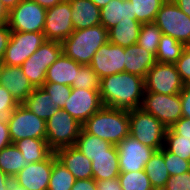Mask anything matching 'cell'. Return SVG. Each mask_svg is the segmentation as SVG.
<instances>
[{
  "instance_id": "cell-1",
  "label": "cell",
  "mask_w": 190,
  "mask_h": 190,
  "mask_svg": "<svg viewBox=\"0 0 190 190\" xmlns=\"http://www.w3.org/2000/svg\"><path fill=\"white\" fill-rule=\"evenodd\" d=\"M99 93L103 106L118 109L141 108L144 78L128 72H120L100 79Z\"/></svg>"
},
{
  "instance_id": "cell-2",
  "label": "cell",
  "mask_w": 190,
  "mask_h": 190,
  "mask_svg": "<svg viewBox=\"0 0 190 190\" xmlns=\"http://www.w3.org/2000/svg\"><path fill=\"white\" fill-rule=\"evenodd\" d=\"M82 129L116 146L129 136L128 110L103 106L82 124Z\"/></svg>"
},
{
  "instance_id": "cell-3",
  "label": "cell",
  "mask_w": 190,
  "mask_h": 190,
  "mask_svg": "<svg viewBox=\"0 0 190 190\" xmlns=\"http://www.w3.org/2000/svg\"><path fill=\"white\" fill-rule=\"evenodd\" d=\"M108 42V30L97 25L74 32L62 44V53L81 65H89L96 51Z\"/></svg>"
},
{
  "instance_id": "cell-4",
  "label": "cell",
  "mask_w": 190,
  "mask_h": 190,
  "mask_svg": "<svg viewBox=\"0 0 190 190\" xmlns=\"http://www.w3.org/2000/svg\"><path fill=\"white\" fill-rule=\"evenodd\" d=\"M128 113L130 136L156 150L164 147L167 128L156 117L142 108L128 110Z\"/></svg>"
},
{
  "instance_id": "cell-5",
  "label": "cell",
  "mask_w": 190,
  "mask_h": 190,
  "mask_svg": "<svg viewBox=\"0 0 190 190\" xmlns=\"http://www.w3.org/2000/svg\"><path fill=\"white\" fill-rule=\"evenodd\" d=\"M82 125L68 112L58 109L46 121V141L55 152L59 148L74 146Z\"/></svg>"
},
{
  "instance_id": "cell-6",
  "label": "cell",
  "mask_w": 190,
  "mask_h": 190,
  "mask_svg": "<svg viewBox=\"0 0 190 190\" xmlns=\"http://www.w3.org/2000/svg\"><path fill=\"white\" fill-rule=\"evenodd\" d=\"M61 54L62 44L47 40L20 66L34 88L43 86L47 69Z\"/></svg>"
},
{
  "instance_id": "cell-7",
  "label": "cell",
  "mask_w": 190,
  "mask_h": 190,
  "mask_svg": "<svg viewBox=\"0 0 190 190\" xmlns=\"http://www.w3.org/2000/svg\"><path fill=\"white\" fill-rule=\"evenodd\" d=\"M154 23L163 34L184 45L190 44V18L173 2L166 0L158 11Z\"/></svg>"
},
{
  "instance_id": "cell-8",
  "label": "cell",
  "mask_w": 190,
  "mask_h": 190,
  "mask_svg": "<svg viewBox=\"0 0 190 190\" xmlns=\"http://www.w3.org/2000/svg\"><path fill=\"white\" fill-rule=\"evenodd\" d=\"M47 9L32 0L20 1L9 11L8 27L11 32L43 33Z\"/></svg>"
},
{
  "instance_id": "cell-9",
  "label": "cell",
  "mask_w": 190,
  "mask_h": 190,
  "mask_svg": "<svg viewBox=\"0 0 190 190\" xmlns=\"http://www.w3.org/2000/svg\"><path fill=\"white\" fill-rule=\"evenodd\" d=\"M141 108L156 117L167 129L183 117L180 94L145 92Z\"/></svg>"
},
{
  "instance_id": "cell-10",
  "label": "cell",
  "mask_w": 190,
  "mask_h": 190,
  "mask_svg": "<svg viewBox=\"0 0 190 190\" xmlns=\"http://www.w3.org/2000/svg\"><path fill=\"white\" fill-rule=\"evenodd\" d=\"M8 129L12 143L28 137L46 140V121L32 113L23 104H19L14 109Z\"/></svg>"
},
{
  "instance_id": "cell-11",
  "label": "cell",
  "mask_w": 190,
  "mask_h": 190,
  "mask_svg": "<svg viewBox=\"0 0 190 190\" xmlns=\"http://www.w3.org/2000/svg\"><path fill=\"white\" fill-rule=\"evenodd\" d=\"M145 92L179 94L185 87L175 64L156 63L144 78Z\"/></svg>"
},
{
  "instance_id": "cell-12",
  "label": "cell",
  "mask_w": 190,
  "mask_h": 190,
  "mask_svg": "<svg viewBox=\"0 0 190 190\" xmlns=\"http://www.w3.org/2000/svg\"><path fill=\"white\" fill-rule=\"evenodd\" d=\"M46 41L43 33L11 32L3 56L4 65L21 66Z\"/></svg>"
},
{
  "instance_id": "cell-13",
  "label": "cell",
  "mask_w": 190,
  "mask_h": 190,
  "mask_svg": "<svg viewBox=\"0 0 190 190\" xmlns=\"http://www.w3.org/2000/svg\"><path fill=\"white\" fill-rule=\"evenodd\" d=\"M69 0H63L47 9L43 34L46 40L62 43L74 32Z\"/></svg>"
},
{
  "instance_id": "cell-14",
  "label": "cell",
  "mask_w": 190,
  "mask_h": 190,
  "mask_svg": "<svg viewBox=\"0 0 190 190\" xmlns=\"http://www.w3.org/2000/svg\"><path fill=\"white\" fill-rule=\"evenodd\" d=\"M120 172L144 170L145 164L156 149L146 146L132 136L125 137L117 145Z\"/></svg>"
},
{
  "instance_id": "cell-15",
  "label": "cell",
  "mask_w": 190,
  "mask_h": 190,
  "mask_svg": "<svg viewBox=\"0 0 190 190\" xmlns=\"http://www.w3.org/2000/svg\"><path fill=\"white\" fill-rule=\"evenodd\" d=\"M103 107L99 90L72 88L70 98L62 109L81 125Z\"/></svg>"
},
{
  "instance_id": "cell-16",
  "label": "cell",
  "mask_w": 190,
  "mask_h": 190,
  "mask_svg": "<svg viewBox=\"0 0 190 190\" xmlns=\"http://www.w3.org/2000/svg\"><path fill=\"white\" fill-rule=\"evenodd\" d=\"M89 66L100 79L125 72V48L107 42L96 51Z\"/></svg>"
},
{
  "instance_id": "cell-17",
  "label": "cell",
  "mask_w": 190,
  "mask_h": 190,
  "mask_svg": "<svg viewBox=\"0 0 190 190\" xmlns=\"http://www.w3.org/2000/svg\"><path fill=\"white\" fill-rule=\"evenodd\" d=\"M54 163V152L44 161L30 163L13 178L28 190H47Z\"/></svg>"
},
{
  "instance_id": "cell-18",
  "label": "cell",
  "mask_w": 190,
  "mask_h": 190,
  "mask_svg": "<svg viewBox=\"0 0 190 190\" xmlns=\"http://www.w3.org/2000/svg\"><path fill=\"white\" fill-rule=\"evenodd\" d=\"M0 86H4L19 104H22L34 90L20 66L3 67Z\"/></svg>"
},
{
  "instance_id": "cell-19",
  "label": "cell",
  "mask_w": 190,
  "mask_h": 190,
  "mask_svg": "<svg viewBox=\"0 0 190 190\" xmlns=\"http://www.w3.org/2000/svg\"><path fill=\"white\" fill-rule=\"evenodd\" d=\"M55 154L57 159L64 164L76 180L92 178L91 160L75 146L59 148L55 151Z\"/></svg>"
},
{
  "instance_id": "cell-20",
  "label": "cell",
  "mask_w": 190,
  "mask_h": 190,
  "mask_svg": "<svg viewBox=\"0 0 190 190\" xmlns=\"http://www.w3.org/2000/svg\"><path fill=\"white\" fill-rule=\"evenodd\" d=\"M72 22L75 30L86 29L101 24V12L91 0H69Z\"/></svg>"
},
{
  "instance_id": "cell-21",
  "label": "cell",
  "mask_w": 190,
  "mask_h": 190,
  "mask_svg": "<svg viewBox=\"0 0 190 190\" xmlns=\"http://www.w3.org/2000/svg\"><path fill=\"white\" fill-rule=\"evenodd\" d=\"M156 63V56L137 43L125 48V72L145 78Z\"/></svg>"
},
{
  "instance_id": "cell-22",
  "label": "cell",
  "mask_w": 190,
  "mask_h": 190,
  "mask_svg": "<svg viewBox=\"0 0 190 190\" xmlns=\"http://www.w3.org/2000/svg\"><path fill=\"white\" fill-rule=\"evenodd\" d=\"M81 64L73 59L61 56L47 69L45 83H58L72 86Z\"/></svg>"
},
{
  "instance_id": "cell-23",
  "label": "cell",
  "mask_w": 190,
  "mask_h": 190,
  "mask_svg": "<svg viewBox=\"0 0 190 190\" xmlns=\"http://www.w3.org/2000/svg\"><path fill=\"white\" fill-rule=\"evenodd\" d=\"M141 25L136 19H122L115 27L108 30V42L124 48L136 44Z\"/></svg>"
},
{
  "instance_id": "cell-24",
  "label": "cell",
  "mask_w": 190,
  "mask_h": 190,
  "mask_svg": "<svg viewBox=\"0 0 190 190\" xmlns=\"http://www.w3.org/2000/svg\"><path fill=\"white\" fill-rule=\"evenodd\" d=\"M101 24L107 29L116 26L123 20L133 19L132 3L130 0H111L100 8Z\"/></svg>"
},
{
  "instance_id": "cell-25",
  "label": "cell",
  "mask_w": 190,
  "mask_h": 190,
  "mask_svg": "<svg viewBox=\"0 0 190 190\" xmlns=\"http://www.w3.org/2000/svg\"><path fill=\"white\" fill-rule=\"evenodd\" d=\"M91 162L92 178L96 181L114 179L120 174L118 151L115 145L109 150V155L96 156Z\"/></svg>"
},
{
  "instance_id": "cell-26",
  "label": "cell",
  "mask_w": 190,
  "mask_h": 190,
  "mask_svg": "<svg viewBox=\"0 0 190 190\" xmlns=\"http://www.w3.org/2000/svg\"><path fill=\"white\" fill-rule=\"evenodd\" d=\"M50 97L42 87H37L22 104L39 118L47 121L59 109Z\"/></svg>"
},
{
  "instance_id": "cell-27",
  "label": "cell",
  "mask_w": 190,
  "mask_h": 190,
  "mask_svg": "<svg viewBox=\"0 0 190 190\" xmlns=\"http://www.w3.org/2000/svg\"><path fill=\"white\" fill-rule=\"evenodd\" d=\"M13 144L21 151L27 164L44 161L54 152L44 139L28 137L15 141Z\"/></svg>"
},
{
  "instance_id": "cell-28",
  "label": "cell",
  "mask_w": 190,
  "mask_h": 190,
  "mask_svg": "<svg viewBox=\"0 0 190 190\" xmlns=\"http://www.w3.org/2000/svg\"><path fill=\"white\" fill-rule=\"evenodd\" d=\"M144 171L154 190L164 189L170 177L164 161V147L153 153L152 157L145 164Z\"/></svg>"
},
{
  "instance_id": "cell-29",
  "label": "cell",
  "mask_w": 190,
  "mask_h": 190,
  "mask_svg": "<svg viewBox=\"0 0 190 190\" xmlns=\"http://www.w3.org/2000/svg\"><path fill=\"white\" fill-rule=\"evenodd\" d=\"M74 146L92 161L96 156L109 155L114 145L81 129Z\"/></svg>"
},
{
  "instance_id": "cell-30",
  "label": "cell",
  "mask_w": 190,
  "mask_h": 190,
  "mask_svg": "<svg viewBox=\"0 0 190 190\" xmlns=\"http://www.w3.org/2000/svg\"><path fill=\"white\" fill-rule=\"evenodd\" d=\"M27 165L21 151L13 143L0 151V169L10 178L13 179Z\"/></svg>"
},
{
  "instance_id": "cell-31",
  "label": "cell",
  "mask_w": 190,
  "mask_h": 190,
  "mask_svg": "<svg viewBox=\"0 0 190 190\" xmlns=\"http://www.w3.org/2000/svg\"><path fill=\"white\" fill-rule=\"evenodd\" d=\"M184 44L169 35L162 34L156 55V61L163 64H175L180 58Z\"/></svg>"
},
{
  "instance_id": "cell-32",
  "label": "cell",
  "mask_w": 190,
  "mask_h": 190,
  "mask_svg": "<svg viewBox=\"0 0 190 190\" xmlns=\"http://www.w3.org/2000/svg\"><path fill=\"white\" fill-rule=\"evenodd\" d=\"M166 0H130L133 19L141 24L154 22L158 11Z\"/></svg>"
},
{
  "instance_id": "cell-33",
  "label": "cell",
  "mask_w": 190,
  "mask_h": 190,
  "mask_svg": "<svg viewBox=\"0 0 190 190\" xmlns=\"http://www.w3.org/2000/svg\"><path fill=\"white\" fill-rule=\"evenodd\" d=\"M75 181L73 174L57 159L54 152V163L47 190H71Z\"/></svg>"
},
{
  "instance_id": "cell-34",
  "label": "cell",
  "mask_w": 190,
  "mask_h": 190,
  "mask_svg": "<svg viewBox=\"0 0 190 190\" xmlns=\"http://www.w3.org/2000/svg\"><path fill=\"white\" fill-rule=\"evenodd\" d=\"M162 34L154 22L144 23L141 25L137 44L156 56Z\"/></svg>"
},
{
  "instance_id": "cell-35",
  "label": "cell",
  "mask_w": 190,
  "mask_h": 190,
  "mask_svg": "<svg viewBox=\"0 0 190 190\" xmlns=\"http://www.w3.org/2000/svg\"><path fill=\"white\" fill-rule=\"evenodd\" d=\"M164 148L180 158L190 161V138L177 135L171 128L165 132Z\"/></svg>"
},
{
  "instance_id": "cell-36",
  "label": "cell",
  "mask_w": 190,
  "mask_h": 190,
  "mask_svg": "<svg viewBox=\"0 0 190 190\" xmlns=\"http://www.w3.org/2000/svg\"><path fill=\"white\" fill-rule=\"evenodd\" d=\"M118 179L122 190H154L144 170L120 172Z\"/></svg>"
},
{
  "instance_id": "cell-37",
  "label": "cell",
  "mask_w": 190,
  "mask_h": 190,
  "mask_svg": "<svg viewBox=\"0 0 190 190\" xmlns=\"http://www.w3.org/2000/svg\"><path fill=\"white\" fill-rule=\"evenodd\" d=\"M72 88L99 90L100 78L89 65H81Z\"/></svg>"
},
{
  "instance_id": "cell-38",
  "label": "cell",
  "mask_w": 190,
  "mask_h": 190,
  "mask_svg": "<svg viewBox=\"0 0 190 190\" xmlns=\"http://www.w3.org/2000/svg\"><path fill=\"white\" fill-rule=\"evenodd\" d=\"M42 88L51 96L56 107L63 109L70 98L72 87L58 83H44Z\"/></svg>"
},
{
  "instance_id": "cell-39",
  "label": "cell",
  "mask_w": 190,
  "mask_h": 190,
  "mask_svg": "<svg viewBox=\"0 0 190 190\" xmlns=\"http://www.w3.org/2000/svg\"><path fill=\"white\" fill-rule=\"evenodd\" d=\"M19 103L14 99L10 92L4 87L0 86V122L8 124L14 109Z\"/></svg>"
},
{
  "instance_id": "cell-40",
  "label": "cell",
  "mask_w": 190,
  "mask_h": 190,
  "mask_svg": "<svg viewBox=\"0 0 190 190\" xmlns=\"http://www.w3.org/2000/svg\"><path fill=\"white\" fill-rule=\"evenodd\" d=\"M164 161L170 176L190 171V161L180 158L164 148Z\"/></svg>"
},
{
  "instance_id": "cell-41",
  "label": "cell",
  "mask_w": 190,
  "mask_h": 190,
  "mask_svg": "<svg viewBox=\"0 0 190 190\" xmlns=\"http://www.w3.org/2000/svg\"><path fill=\"white\" fill-rule=\"evenodd\" d=\"M175 66L185 86H188L190 84V44L184 46L180 58L175 62Z\"/></svg>"
},
{
  "instance_id": "cell-42",
  "label": "cell",
  "mask_w": 190,
  "mask_h": 190,
  "mask_svg": "<svg viewBox=\"0 0 190 190\" xmlns=\"http://www.w3.org/2000/svg\"><path fill=\"white\" fill-rule=\"evenodd\" d=\"M163 190H190V171L170 176Z\"/></svg>"
},
{
  "instance_id": "cell-43",
  "label": "cell",
  "mask_w": 190,
  "mask_h": 190,
  "mask_svg": "<svg viewBox=\"0 0 190 190\" xmlns=\"http://www.w3.org/2000/svg\"><path fill=\"white\" fill-rule=\"evenodd\" d=\"M177 135L190 138V118L181 117L170 127Z\"/></svg>"
},
{
  "instance_id": "cell-44",
  "label": "cell",
  "mask_w": 190,
  "mask_h": 190,
  "mask_svg": "<svg viewBox=\"0 0 190 190\" xmlns=\"http://www.w3.org/2000/svg\"><path fill=\"white\" fill-rule=\"evenodd\" d=\"M10 38L11 30L8 24H0V58H3Z\"/></svg>"
},
{
  "instance_id": "cell-45",
  "label": "cell",
  "mask_w": 190,
  "mask_h": 190,
  "mask_svg": "<svg viewBox=\"0 0 190 190\" xmlns=\"http://www.w3.org/2000/svg\"><path fill=\"white\" fill-rule=\"evenodd\" d=\"M179 94L182 103V116L190 118V87L185 86Z\"/></svg>"
},
{
  "instance_id": "cell-46",
  "label": "cell",
  "mask_w": 190,
  "mask_h": 190,
  "mask_svg": "<svg viewBox=\"0 0 190 190\" xmlns=\"http://www.w3.org/2000/svg\"><path fill=\"white\" fill-rule=\"evenodd\" d=\"M97 190H122L118 177L114 179L97 180Z\"/></svg>"
},
{
  "instance_id": "cell-47",
  "label": "cell",
  "mask_w": 190,
  "mask_h": 190,
  "mask_svg": "<svg viewBox=\"0 0 190 190\" xmlns=\"http://www.w3.org/2000/svg\"><path fill=\"white\" fill-rule=\"evenodd\" d=\"M71 190H97L96 180L93 178L76 180Z\"/></svg>"
},
{
  "instance_id": "cell-48",
  "label": "cell",
  "mask_w": 190,
  "mask_h": 190,
  "mask_svg": "<svg viewBox=\"0 0 190 190\" xmlns=\"http://www.w3.org/2000/svg\"><path fill=\"white\" fill-rule=\"evenodd\" d=\"M11 137L8 129V124L0 122V151L11 145Z\"/></svg>"
},
{
  "instance_id": "cell-49",
  "label": "cell",
  "mask_w": 190,
  "mask_h": 190,
  "mask_svg": "<svg viewBox=\"0 0 190 190\" xmlns=\"http://www.w3.org/2000/svg\"><path fill=\"white\" fill-rule=\"evenodd\" d=\"M173 2L190 18V0H173Z\"/></svg>"
},
{
  "instance_id": "cell-50",
  "label": "cell",
  "mask_w": 190,
  "mask_h": 190,
  "mask_svg": "<svg viewBox=\"0 0 190 190\" xmlns=\"http://www.w3.org/2000/svg\"><path fill=\"white\" fill-rule=\"evenodd\" d=\"M11 180L12 178L0 169V190H9Z\"/></svg>"
},
{
  "instance_id": "cell-51",
  "label": "cell",
  "mask_w": 190,
  "mask_h": 190,
  "mask_svg": "<svg viewBox=\"0 0 190 190\" xmlns=\"http://www.w3.org/2000/svg\"><path fill=\"white\" fill-rule=\"evenodd\" d=\"M9 18V11L0 0V24H7Z\"/></svg>"
},
{
  "instance_id": "cell-52",
  "label": "cell",
  "mask_w": 190,
  "mask_h": 190,
  "mask_svg": "<svg viewBox=\"0 0 190 190\" xmlns=\"http://www.w3.org/2000/svg\"><path fill=\"white\" fill-rule=\"evenodd\" d=\"M36 3H38L40 6H42L45 9L52 8L56 4H59L63 0H32Z\"/></svg>"
},
{
  "instance_id": "cell-53",
  "label": "cell",
  "mask_w": 190,
  "mask_h": 190,
  "mask_svg": "<svg viewBox=\"0 0 190 190\" xmlns=\"http://www.w3.org/2000/svg\"><path fill=\"white\" fill-rule=\"evenodd\" d=\"M4 6L11 11L22 0H1Z\"/></svg>"
},
{
  "instance_id": "cell-54",
  "label": "cell",
  "mask_w": 190,
  "mask_h": 190,
  "mask_svg": "<svg viewBox=\"0 0 190 190\" xmlns=\"http://www.w3.org/2000/svg\"><path fill=\"white\" fill-rule=\"evenodd\" d=\"M9 190H28V189L19 185L16 181L12 179L10 182Z\"/></svg>"
},
{
  "instance_id": "cell-55",
  "label": "cell",
  "mask_w": 190,
  "mask_h": 190,
  "mask_svg": "<svg viewBox=\"0 0 190 190\" xmlns=\"http://www.w3.org/2000/svg\"><path fill=\"white\" fill-rule=\"evenodd\" d=\"M97 7L102 8L106 6L111 0H91Z\"/></svg>"
},
{
  "instance_id": "cell-56",
  "label": "cell",
  "mask_w": 190,
  "mask_h": 190,
  "mask_svg": "<svg viewBox=\"0 0 190 190\" xmlns=\"http://www.w3.org/2000/svg\"><path fill=\"white\" fill-rule=\"evenodd\" d=\"M4 62H3V58H0V75H1V72L3 70V67H4Z\"/></svg>"
}]
</instances>
